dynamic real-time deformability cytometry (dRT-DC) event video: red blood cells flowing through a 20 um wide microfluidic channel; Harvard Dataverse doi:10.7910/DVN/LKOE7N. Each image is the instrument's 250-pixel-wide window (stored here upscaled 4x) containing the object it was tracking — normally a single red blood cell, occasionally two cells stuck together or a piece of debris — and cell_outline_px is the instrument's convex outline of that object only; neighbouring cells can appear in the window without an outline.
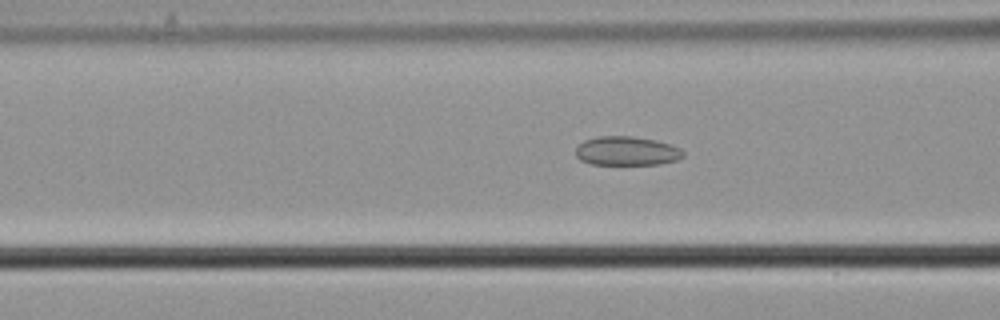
{"species": "common noctule bat (a hibernating species)", "species_latin": "Nyctalus noctula", "temperature_condition": "cold", "stored_images_in_passage": 27, "camera_frame_rate_fps": 3000, "um_per_image_px": 0.085, "animal": {"sex": "male", "body_mass_g": 21.5, "forearm_length_mm": 52.0}, "frame": {"image": 1, "passage_image": 22, "time_ms": 7.0, "image_size_px": [1000, 320], "cell_outline_px": [[684, 156], [676, 160], [660, 164], [592, 164], [580, 160], [576, 156], [576, 148], [584, 140], [596, 136], [632, 136], [656, 140], [680, 148], [684, 152]], "centroid_in_image_um": [53.26, 12.83], "position_along_channel_um": 113.3, "area_um2": 18.15}}
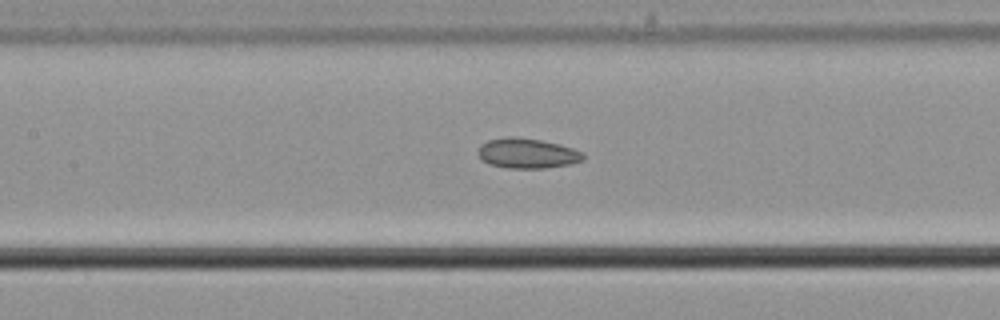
{"frame": {"image": 2, "passage_image": 26, "time_ms": 8.333, "image_size_px": [1000, 320], "cell_outline_px": [[584, 160], [568, 164], [544, 168], [508, 168], [488, 164], [476, 152], [480, 144], [488, 140], [508, 136], [516, 136], [540, 140], [560, 144], [584, 152]], "centroid_in_image_um": [44.8, 13.02], "position_along_channel_um": 162.6, "area_um2": 18.5}}